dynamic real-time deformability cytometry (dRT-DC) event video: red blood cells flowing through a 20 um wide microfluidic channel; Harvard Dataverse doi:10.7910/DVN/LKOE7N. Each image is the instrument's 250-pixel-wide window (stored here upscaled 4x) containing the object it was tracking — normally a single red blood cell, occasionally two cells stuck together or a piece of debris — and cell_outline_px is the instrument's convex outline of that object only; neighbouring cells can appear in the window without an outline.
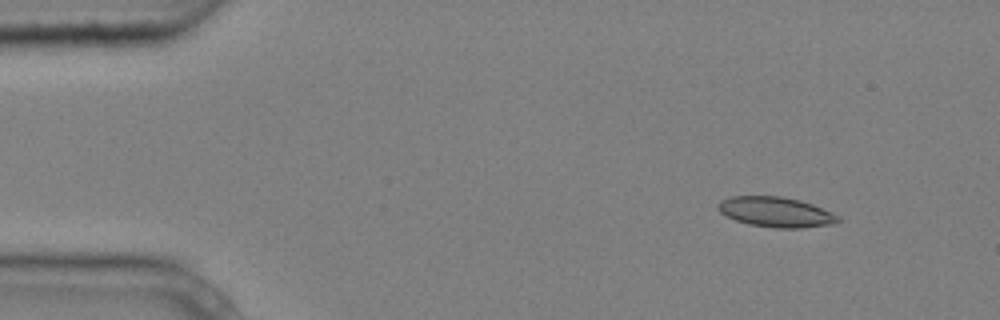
{"species": "common noctule bat (a hibernating species)", "species_latin": "Nyctalus noctula", "temperature_condition": "cold", "stored_images_in_passage": 4, "camera_frame_rate_fps": 3000, "um_per_image_px": 0.085, "animal": {"sex": "male", "body_mass_g": 20.4}, "frame": {"image": 1, "passage_image": 2, "time_ms": 0.333, "image_size_px": [1000, 320], "cell_outline_px": [[840, 220], [836, 224], [800, 228], [776, 228], [748, 224], [736, 220], [720, 212], [716, 208], [716, 204], [720, 200], [732, 196], [780, 196], [800, 200], [812, 204], [832, 212], [840, 216]], "centroid_in_image_um": [65.96, 18.02], "position_along_channel_um": 19.0, "area_um2": 21.21}}
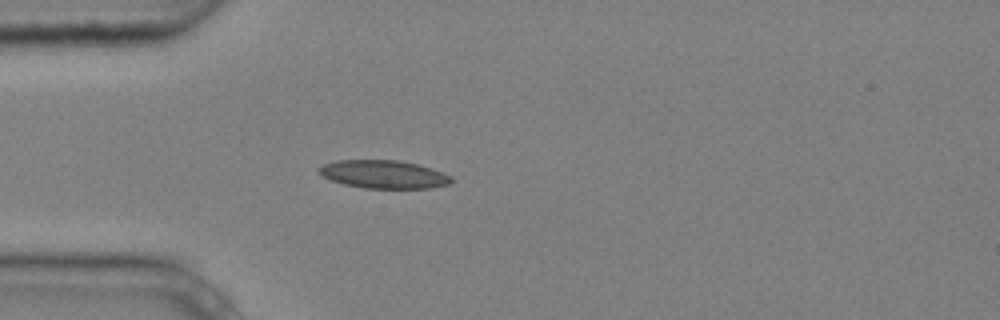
{"frame": {"image": 2, "passage_image": 4, "time_ms": 1.0, "image_size_px": [1000, 320], "cell_outline_px": [[452, 180], [448, 184], [428, 188], [364, 188], [344, 184], [332, 180], [324, 176], [316, 168], [324, 164], [336, 160], [396, 160], [420, 164], [452, 176]], "centroid_in_image_um": [32.61, 14.81], "position_along_channel_um": 52.4, "area_um2": 21.56}}